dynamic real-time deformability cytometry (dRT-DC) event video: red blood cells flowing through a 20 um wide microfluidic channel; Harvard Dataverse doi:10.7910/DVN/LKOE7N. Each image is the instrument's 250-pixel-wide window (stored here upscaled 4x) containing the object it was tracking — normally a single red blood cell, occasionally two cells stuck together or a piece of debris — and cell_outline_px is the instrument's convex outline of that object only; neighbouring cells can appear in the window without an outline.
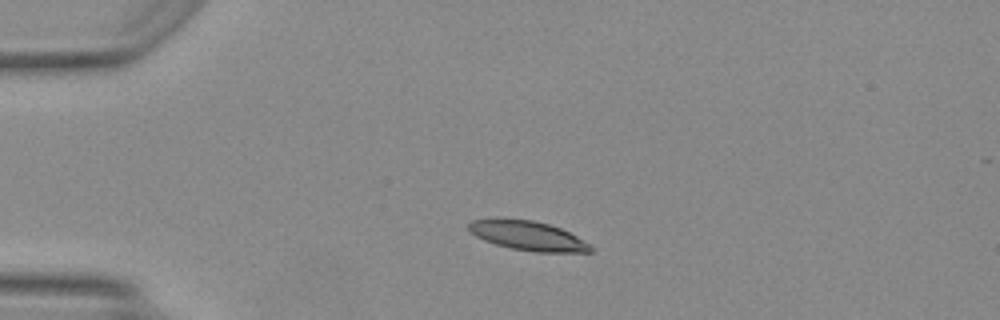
{"species": "Egyptian fruit bat (a non-hibernating species)", "species_latin": "Rousettus aegyptiacus", "temperature_condition": "warm", "stored_images_in_passage": 26, "camera_frame_rate_fps": 3000, "um_per_image_px": 0.085, "animal": {"sex": "female"}, "frame": {"image": 1, "passage_image": 1, "time_ms": 0.0, "image_size_px": [1000, 320], "cell_outline_px": [[592, 252], [536, 252], [512, 248], [496, 244], [484, 240], [476, 236], [468, 228], [468, 224], [472, 220], [496, 216], [532, 220], [548, 224], [560, 228], [576, 236], [588, 244], [592, 248]], "centroid_in_image_um": [44.79, 20.0], "position_along_channel_um": 40.2, "area_um2": 20.98}}
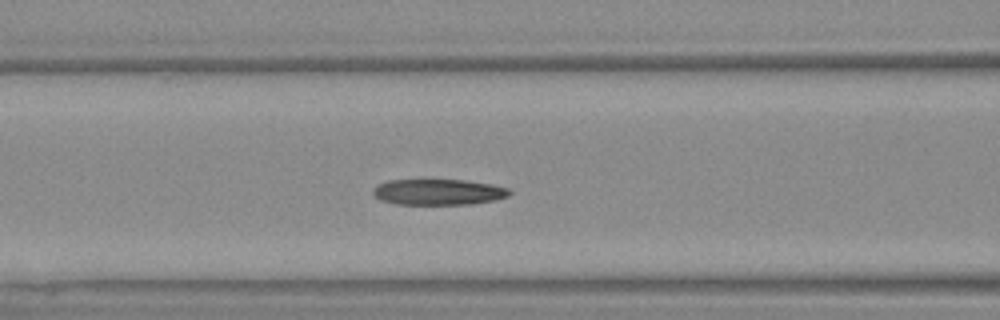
{"frame": {"image": 2, "passage_image": 10, "time_ms": 3.0, "image_size_px": [1000, 320], "cell_outline_px": [[512, 192], [508, 196], [496, 200], [472, 204], [396, 204], [380, 200], [372, 192], [380, 184], [388, 180], [464, 180], [488, 184], [508, 188]], "centroid_in_image_um": [37.29, 16.33], "position_along_channel_um": 129.3, "area_um2": 20.35}}
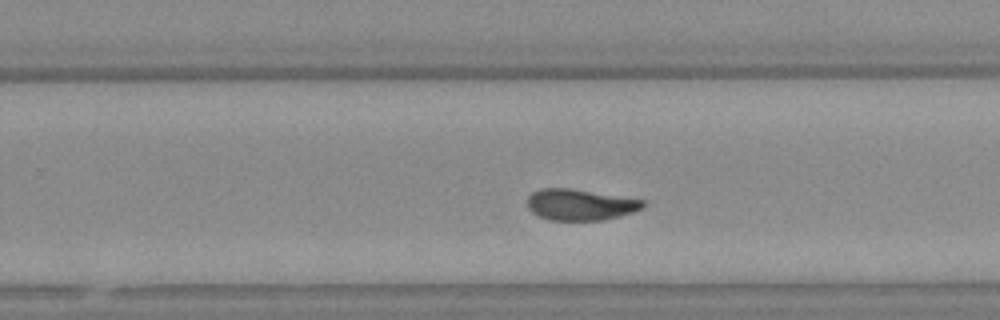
{"frame": {"image": 3, "passage_image": 21, "time_ms": 6.667, "image_size_px": [1000, 320], "cell_outline_px": [[644, 208], [620, 216], [604, 220], [548, 220], [536, 216], [528, 208], [528, 196], [532, 192], [540, 188], [568, 188], [644, 200]], "centroid_in_image_um": [49.28, 17.4], "position_along_channel_um": 280.5, "area_um2": 20.98}}